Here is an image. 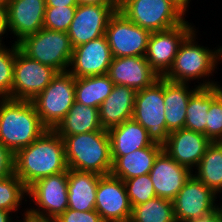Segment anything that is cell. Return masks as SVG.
I'll return each instance as SVG.
<instances>
[{
    "label": "cell",
    "mask_w": 222,
    "mask_h": 222,
    "mask_svg": "<svg viewBox=\"0 0 222 222\" xmlns=\"http://www.w3.org/2000/svg\"><path fill=\"white\" fill-rule=\"evenodd\" d=\"M67 170L63 139L51 129L14 154V173L27 188L41 178Z\"/></svg>",
    "instance_id": "1"
},
{
    "label": "cell",
    "mask_w": 222,
    "mask_h": 222,
    "mask_svg": "<svg viewBox=\"0 0 222 222\" xmlns=\"http://www.w3.org/2000/svg\"><path fill=\"white\" fill-rule=\"evenodd\" d=\"M46 130L31 101L0 99V142L13 154Z\"/></svg>",
    "instance_id": "2"
},
{
    "label": "cell",
    "mask_w": 222,
    "mask_h": 222,
    "mask_svg": "<svg viewBox=\"0 0 222 222\" xmlns=\"http://www.w3.org/2000/svg\"><path fill=\"white\" fill-rule=\"evenodd\" d=\"M68 169L108 175L112 168L108 131H92L83 134L60 136Z\"/></svg>",
    "instance_id": "3"
},
{
    "label": "cell",
    "mask_w": 222,
    "mask_h": 222,
    "mask_svg": "<svg viewBox=\"0 0 222 222\" xmlns=\"http://www.w3.org/2000/svg\"><path fill=\"white\" fill-rule=\"evenodd\" d=\"M195 32L196 29L181 43L171 68L163 76L164 79L188 83L189 80H199L201 77H209L210 74L212 76L219 61V49L209 50L207 47L198 45L195 42Z\"/></svg>",
    "instance_id": "4"
},
{
    "label": "cell",
    "mask_w": 222,
    "mask_h": 222,
    "mask_svg": "<svg viewBox=\"0 0 222 222\" xmlns=\"http://www.w3.org/2000/svg\"><path fill=\"white\" fill-rule=\"evenodd\" d=\"M19 49L29 58L50 66L57 72L68 71L73 47L66 32L42 28L18 43Z\"/></svg>",
    "instance_id": "5"
},
{
    "label": "cell",
    "mask_w": 222,
    "mask_h": 222,
    "mask_svg": "<svg viewBox=\"0 0 222 222\" xmlns=\"http://www.w3.org/2000/svg\"><path fill=\"white\" fill-rule=\"evenodd\" d=\"M75 98V78L65 71L58 72L31 102L43 125L54 130L73 106Z\"/></svg>",
    "instance_id": "6"
},
{
    "label": "cell",
    "mask_w": 222,
    "mask_h": 222,
    "mask_svg": "<svg viewBox=\"0 0 222 222\" xmlns=\"http://www.w3.org/2000/svg\"><path fill=\"white\" fill-rule=\"evenodd\" d=\"M118 11L150 32L165 31L186 20L185 12L172 0H128Z\"/></svg>",
    "instance_id": "7"
},
{
    "label": "cell",
    "mask_w": 222,
    "mask_h": 222,
    "mask_svg": "<svg viewBox=\"0 0 222 222\" xmlns=\"http://www.w3.org/2000/svg\"><path fill=\"white\" fill-rule=\"evenodd\" d=\"M132 119L147 130L153 143L164 145L168 138L165 120L164 78L136 93Z\"/></svg>",
    "instance_id": "8"
},
{
    "label": "cell",
    "mask_w": 222,
    "mask_h": 222,
    "mask_svg": "<svg viewBox=\"0 0 222 222\" xmlns=\"http://www.w3.org/2000/svg\"><path fill=\"white\" fill-rule=\"evenodd\" d=\"M150 34L118 10L110 17L105 31L113 58L145 56Z\"/></svg>",
    "instance_id": "9"
},
{
    "label": "cell",
    "mask_w": 222,
    "mask_h": 222,
    "mask_svg": "<svg viewBox=\"0 0 222 222\" xmlns=\"http://www.w3.org/2000/svg\"><path fill=\"white\" fill-rule=\"evenodd\" d=\"M57 73L52 67L29 58L18 49L14 63L12 99L32 101Z\"/></svg>",
    "instance_id": "10"
},
{
    "label": "cell",
    "mask_w": 222,
    "mask_h": 222,
    "mask_svg": "<svg viewBox=\"0 0 222 222\" xmlns=\"http://www.w3.org/2000/svg\"><path fill=\"white\" fill-rule=\"evenodd\" d=\"M215 195L211 188L192 174L173 200L176 221L188 222L213 213L219 207L216 206Z\"/></svg>",
    "instance_id": "11"
},
{
    "label": "cell",
    "mask_w": 222,
    "mask_h": 222,
    "mask_svg": "<svg viewBox=\"0 0 222 222\" xmlns=\"http://www.w3.org/2000/svg\"><path fill=\"white\" fill-rule=\"evenodd\" d=\"M67 189V171L37 180L27 188V195L38 208L34 206L29 210L36 214L58 218L68 209Z\"/></svg>",
    "instance_id": "12"
},
{
    "label": "cell",
    "mask_w": 222,
    "mask_h": 222,
    "mask_svg": "<svg viewBox=\"0 0 222 222\" xmlns=\"http://www.w3.org/2000/svg\"><path fill=\"white\" fill-rule=\"evenodd\" d=\"M193 30L192 25L185 21L165 31L151 32L145 58L159 77L169 71L181 43Z\"/></svg>",
    "instance_id": "13"
},
{
    "label": "cell",
    "mask_w": 222,
    "mask_h": 222,
    "mask_svg": "<svg viewBox=\"0 0 222 222\" xmlns=\"http://www.w3.org/2000/svg\"><path fill=\"white\" fill-rule=\"evenodd\" d=\"M95 210L104 222H124L131 219L132 207L121 178L111 174L100 177L96 191Z\"/></svg>",
    "instance_id": "14"
},
{
    "label": "cell",
    "mask_w": 222,
    "mask_h": 222,
    "mask_svg": "<svg viewBox=\"0 0 222 222\" xmlns=\"http://www.w3.org/2000/svg\"><path fill=\"white\" fill-rule=\"evenodd\" d=\"M115 5L78 4L67 34L72 47H77L105 35Z\"/></svg>",
    "instance_id": "15"
},
{
    "label": "cell",
    "mask_w": 222,
    "mask_h": 222,
    "mask_svg": "<svg viewBox=\"0 0 222 222\" xmlns=\"http://www.w3.org/2000/svg\"><path fill=\"white\" fill-rule=\"evenodd\" d=\"M113 55L106 36L73 48L68 72L74 78L106 75Z\"/></svg>",
    "instance_id": "16"
},
{
    "label": "cell",
    "mask_w": 222,
    "mask_h": 222,
    "mask_svg": "<svg viewBox=\"0 0 222 222\" xmlns=\"http://www.w3.org/2000/svg\"><path fill=\"white\" fill-rule=\"evenodd\" d=\"M6 8L8 30L17 37L16 44L43 28L45 0H10Z\"/></svg>",
    "instance_id": "17"
},
{
    "label": "cell",
    "mask_w": 222,
    "mask_h": 222,
    "mask_svg": "<svg viewBox=\"0 0 222 222\" xmlns=\"http://www.w3.org/2000/svg\"><path fill=\"white\" fill-rule=\"evenodd\" d=\"M212 142L200 132L179 129L169 133L163 150L180 165L193 172Z\"/></svg>",
    "instance_id": "18"
},
{
    "label": "cell",
    "mask_w": 222,
    "mask_h": 222,
    "mask_svg": "<svg viewBox=\"0 0 222 222\" xmlns=\"http://www.w3.org/2000/svg\"><path fill=\"white\" fill-rule=\"evenodd\" d=\"M192 173L163 150L155 159L149 175L156 196L173 201Z\"/></svg>",
    "instance_id": "19"
},
{
    "label": "cell",
    "mask_w": 222,
    "mask_h": 222,
    "mask_svg": "<svg viewBox=\"0 0 222 222\" xmlns=\"http://www.w3.org/2000/svg\"><path fill=\"white\" fill-rule=\"evenodd\" d=\"M107 75L115 85L127 86L135 91L143 90L160 78L145 56L115 57Z\"/></svg>",
    "instance_id": "20"
},
{
    "label": "cell",
    "mask_w": 222,
    "mask_h": 222,
    "mask_svg": "<svg viewBox=\"0 0 222 222\" xmlns=\"http://www.w3.org/2000/svg\"><path fill=\"white\" fill-rule=\"evenodd\" d=\"M188 84L171 82L164 79L165 120L166 132L168 134L172 131L185 128L188 101L199 87L218 85L214 81H209V78L208 81L203 80V83L200 82L193 90L188 88Z\"/></svg>",
    "instance_id": "21"
},
{
    "label": "cell",
    "mask_w": 222,
    "mask_h": 222,
    "mask_svg": "<svg viewBox=\"0 0 222 222\" xmlns=\"http://www.w3.org/2000/svg\"><path fill=\"white\" fill-rule=\"evenodd\" d=\"M136 93L133 88L114 85L110 95L99 106V119L103 129H110L132 119Z\"/></svg>",
    "instance_id": "22"
},
{
    "label": "cell",
    "mask_w": 222,
    "mask_h": 222,
    "mask_svg": "<svg viewBox=\"0 0 222 222\" xmlns=\"http://www.w3.org/2000/svg\"><path fill=\"white\" fill-rule=\"evenodd\" d=\"M101 176L94 172L68 169V209L95 210L97 185Z\"/></svg>",
    "instance_id": "23"
},
{
    "label": "cell",
    "mask_w": 222,
    "mask_h": 222,
    "mask_svg": "<svg viewBox=\"0 0 222 222\" xmlns=\"http://www.w3.org/2000/svg\"><path fill=\"white\" fill-rule=\"evenodd\" d=\"M163 151V146L153 143L149 147L134 150L127 155L112 158L110 174L123 181L133 177L149 174L155 159Z\"/></svg>",
    "instance_id": "24"
},
{
    "label": "cell",
    "mask_w": 222,
    "mask_h": 222,
    "mask_svg": "<svg viewBox=\"0 0 222 222\" xmlns=\"http://www.w3.org/2000/svg\"><path fill=\"white\" fill-rule=\"evenodd\" d=\"M110 138L111 157L127 155L153 144L148 132L134 119L107 130Z\"/></svg>",
    "instance_id": "25"
},
{
    "label": "cell",
    "mask_w": 222,
    "mask_h": 222,
    "mask_svg": "<svg viewBox=\"0 0 222 222\" xmlns=\"http://www.w3.org/2000/svg\"><path fill=\"white\" fill-rule=\"evenodd\" d=\"M102 129L98 108L74 102L54 131L59 136H70Z\"/></svg>",
    "instance_id": "26"
},
{
    "label": "cell",
    "mask_w": 222,
    "mask_h": 222,
    "mask_svg": "<svg viewBox=\"0 0 222 222\" xmlns=\"http://www.w3.org/2000/svg\"><path fill=\"white\" fill-rule=\"evenodd\" d=\"M221 93L220 85L199 87L188 101L185 129L200 132L206 136L208 110Z\"/></svg>",
    "instance_id": "27"
},
{
    "label": "cell",
    "mask_w": 222,
    "mask_h": 222,
    "mask_svg": "<svg viewBox=\"0 0 222 222\" xmlns=\"http://www.w3.org/2000/svg\"><path fill=\"white\" fill-rule=\"evenodd\" d=\"M114 85L107 74L75 78V102L99 109Z\"/></svg>",
    "instance_id": "28"
},
{
    "label": "cell",
    "mask_w": 222,
    "mask_h": 222,
    "mask_svg": "<svg viewBox=\"0 0 222 222\" xmlns=\"http://www.w3.org/2000/svg\"><path fill=\"white\" fill-rule=\"evenodd\" d=\"M196 168L194 176L216 192L222 185V142H212Z\"/></svg>",
    "instance_id": "29"
},
{
    "label": "cell",
    "mask_w": 222,
    "mask_h": 222,
    "mask_svg": "<svg viewBox=\"0 0 222 222\" xmlns=\"http://www.w3.org/2000/svg\"><path fill=\"white\" fill-rule=\"evenodd\" d=\"M130 222H177L173 201L156 196L134 206Z\"/></svg>",
    "instance_id": "30"
},
{
    "label": "cell",
    "mask_w": 222,
    "mask_h": 222,
    "mask_svg": "<svg viewBox=\"0 0 222 222\" xmlns=\"http://www.w3.org/2000/svg\"><path fill=\"white\" fill-rule=\"evenodd\" d=\"M25 195L27 187L15 173L0 179V210L17 211Z\"/></svg>",
    "instance_id": "31"
},
{
    "label": "cell",
    "mask_w": 222,
    "mask_h": 222,
    "mask_svg": "<svg viewBox=\"0 0 222 222\" xmlns=\"http://www.w3.org/2000/svg\"><path fill=\"white\" fill-rule=\"evenodd\" d=\"M0 48V98L12 99V84L14 75V63L18 44L13 43L11 49Z\"/></svg>",
    "instance_id": "32"
},
{
    "label": "cell",
    "mask_w": 222,
    "mask_h": 222,
    "mask_svg": "<svg viewBox=\"0 0 222 222\" xmlns=\"http://www.w3.org/2000/svg\"><path fill=\"white\" fill-rule=\"evenodd\" d=\"M124 184L132 208L156 197L149 174L126 179Z\"/></svg>",
    "instance_id": "33"
},
{
    "label": "cell",
    "mask_w": 222,
    "mask_h": 222,
    "mask_svg": "<svg viewBox=\"0 0 222 222\" xmlns=\"http://www.w3.org/2000/svg\"><path fill=\"white\" fill-rule=\"evenodd\" d=\"M76 8L77 6H46L43 28L67 33L73 21Z\"/></svg>",
    "instance_id": "34"
},
{
    "label": "cell",
    "mask_w": 222,
    "mask_h": 222,
    "mask_svg": "<svg viewBox=\"0 0 222 222\" xmlns=\"http://www.w3.org/2000/svg\"><path fill=\"white\" fill-rule=\"evenodd\" d=\"M206 137L222 142V93L211 103L207 115Z\"/></svg>",
    "instance_id": "35"
},
{
    "label": "cell",
    "mask_w": 222,
    "mask_h": 222,
    "mask_svg": "<svg viewBox=\"0 0 222 222\" xmlns=\"http://www.w3.org/2000/svg\"><path fill=\"white\" fill-rule=\"evenodd\" d=\"M57 222H104L96 210L77 211L67 209L58 218Z\"/></svg>",
    "instance_id": "36"
},
{
    "label": "cell",
    "mask_w": 222,
    "mask_h": 222,
    "mask_svg": "<svg viewBox=\"0 0 222 222\" xmlns=\"http://www.w3.org/2000/svg\"><path fill=\"white\" fill-rule=\"evenodd\" d=\"M14 173V154L0 142V179Z\"/></svg>",
    "instance_id": "37"
},
{
    "label": "cell",
    "mask_w": 222,
    "mask_h": 222,
    "mask_svg": "<svg viewBox=\"0 0 222 222\" xmlns=\"http://www.w3.org/2000/svg\"><path fill=\"white\" fill-rule=\"evenodd\" d=\"M24 213V218L21 222H57L56 218L36 214L29 209Z\"/></svg>",
    "instance_id": "38"
},
{
    "label": "cell",
    "mask_w": 222,
    "mask_h": 222,
    "mask_svg": "<svg viewBox=\"0 0 222 222\" xmlns=\"http://www.w3.org/2000/svg\"><path fill=\"white\" fill-rule=\"evenodd\" d=\"M188 222H222V213L219 208L213 213L199 219H193Z\"/></svg>",
    "instance_id": "39"
},
{
    "label": "cell",
    "mask_w": 222,
    "mask_h": 222,
    "mask_svg": "<svg viewBox=\"0 0 222 222\" xmlns=\"http://www.w3.org/2000/svg\"><path fill=\"white\" fill-rule=\"evenodd\" d=\"M7 8L0 6V38L7 33Z\"/></svg>",
    "instance_id": "40"
},
{
    "label": "cell",
    "mask_w": 222,
    "mask_h": 222,
    "mask_svg": "<svg viewBox=\"0 0 222 222\" xmlns=\"http://www.w3.org/2000/svg\"><path fill=\"white\" fill-rule=\"evenodd\" d=\"M46 6L63 7V6H77V0H45Z\"/></svg>",
    "instance_id": "41"
},
{
    "label": "cell",
    "mask_w": 222,
    "mask_h": 222,
    "mask_svg": "<svg viewBox=\"0 0 222 222\" xmlns=\"http://www.w3.org/2000/svg\"><path fill=\"white\" fill-rule=\"evenodd\" d=\"M77 3L83 5H114L113 0H77Z\"/></svg>",
    "instance_id": "42"
},
{
    "label": "cell",
    "mask_w": 222,
    "mask_h": 222,
    "mask_svg": "<svg viewBox=\"0 0 222 222\" xmlns=\"http://www.w3.org/2000/svg\"><path fill=\"white\" fill-rule=\"evenodd\" d=\"M9 211L0 210V222H13Z\"/></svg>",
    "instance_id": "43"
},
{
    "label": "cell",
    "mask_w": 222,
    "mask_h": 222,
    "mask_svg": "<svg viewBox=\"0 0 222 222\" xmlns=\"http://www.w3.org/2000/svg\"><path fill=\"white\" fill-rule=\"evenodd\" d=\"M175 4H177L185 13L188 8V4L191 0H172Z\"/></svg>",
    "instance_id": "44"
},
{
    "label": "cell",
    "mask_w": 222,
    "mask_h": 222,
    "mask_svg": "<svg viewBox=\"0 0 222 222\" xmlns=\"http://www.w3.org/2000/svg\"><path fill=\"white\" fill-rule=\"evenodd\" d=\"M128 0H113V3L117 9H119L123 4H125Z\"/></svg>",
    "instance_id": "45"
},
{
    "label": "cell",
    "mask_w": 222,
    "mask_h": 222,
    "mask_svg": "<svg viewBox=\"0 0 222 222\" xmlns=\"http://www.w3.org/2000/svg\"><path fill=\"white\" fill-rule=\"evenodd\" d=\"M10 0H0V6L7 7V4Z\"/></svg>",
    "instance_id": "46"
},
{
    "label": "cell",
    "mask_w": 222,
    "mask_h": 222,
    "mask_svg": "<svg viewBox=\"0 0 222 222\" xmlns=\"http://www.w3.org/2000/svg\"><path fill=\"white\" fill-rule=\"evenodd\" d=\"M219 60H222V46L219 48Z\"/></svg>",
    "instance_id": "47"
},
{
    "label": "cell",
    "mask_w": 222,
    "mask_h": 222,
    "mask_svg": "<svg viewBox=\"0 0 222 222\" xmlns=\"http://www.w3.org/2000/svg\"><path fill=\"white\" fill-rule=\"evenodd\" d=\"M219 192H222V185H221V187L215 192V194L218 195Z\"/></svg>",
    "instance_id": "48"
},
{
    "label": "cell",
    "mask_w": 222,
    "mask_h": 222,
    "mask_svg": "<svg viewBox=\"0 0 222 222\" xmlns=\"http://www.w3.org/2000/svg\"><path fill=\"white\" fill-rule=\"evenodd\" d=\"M1 42H2V39L0 38V48L3 46Z\"/></svg>",
    "instance_id": "49"
},
{
    "label": "cell",
    "mask_w": 222,
    "mask_h": 222,
    "mask_svg": "<svg viewBox=\"0 0 222 222\" xmlns=\"http://www.w3.org/2000/svg\"><path fill=\"white\" fill-rule=\"evenodd\" d=\"M219 208V210L221 211V213H222V206H220V207H218Z\"/></svg>",
    "instance_id": "50"
}]
</instances>
